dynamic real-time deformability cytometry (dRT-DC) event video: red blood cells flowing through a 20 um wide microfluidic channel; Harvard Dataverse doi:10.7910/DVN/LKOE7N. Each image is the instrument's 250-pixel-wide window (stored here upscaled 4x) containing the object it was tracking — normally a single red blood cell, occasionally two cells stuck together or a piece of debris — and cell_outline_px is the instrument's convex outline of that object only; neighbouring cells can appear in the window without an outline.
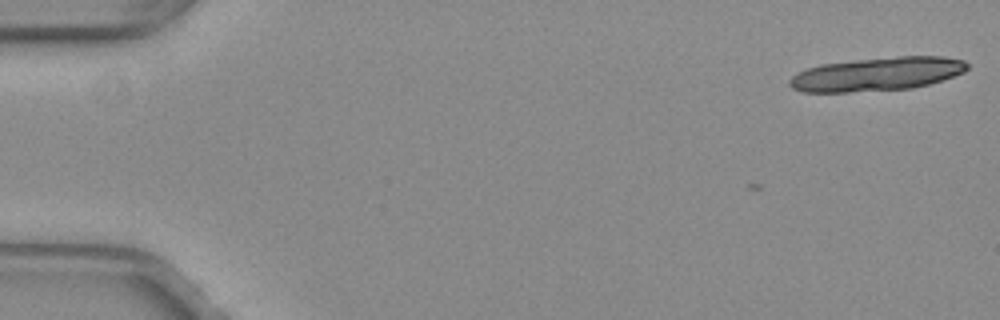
{"species": "common noctule bat (a hibernating species)", "species_latin": "Nyctalus noctula", "temperature_condition": "warm", "stored_images_in_passage": 2, "camera_frame_rate_fps": 3000, "um_per_image_px": 0.085, "animal": {"sex": "female", "body_mass_g": 29.2, "forearm_length_mm": 56.3}, "frame": {"image": 1, "passage_image": 2, "time_ms": 0.333, "image_size_px": [1000, 320], "cell_outline_px": [[968, 68], [964, 72], [928, 84], [912, 88], [848, 92], [804, 92], [792, 88], [788, 84], [788, 80], [796, 72], [820, 64], [856, 60], [896, 56], [944, 56], [964, 60], [968, 64]], "centroid_in_image_um": [74.52, 6.29], "position_along_channel_um": 10.5, "area_um2": 34.74}}